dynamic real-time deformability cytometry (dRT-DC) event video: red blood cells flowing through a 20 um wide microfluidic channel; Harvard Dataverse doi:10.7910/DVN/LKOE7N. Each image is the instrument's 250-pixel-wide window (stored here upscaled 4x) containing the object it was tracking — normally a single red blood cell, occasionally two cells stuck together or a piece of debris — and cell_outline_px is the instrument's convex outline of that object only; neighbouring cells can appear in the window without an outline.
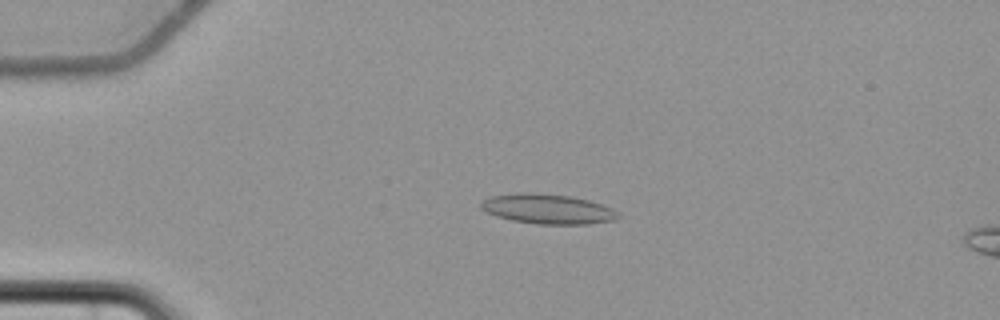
{"species": "common noctule bat (a hibernating species)", "species_latin": "Nyctalus noctula", "temperature_condition": "cold", "stored_images_in_passage": 5, "camera_frame_rate_fps": 3000, "um_per_image_px": 0.085, "animal": {"sex": "female", "body_mass_g": 22.7, "forearm_length_mm": 54.2}, "frame": {"image": 1, "passage_image": 3, "time_ms": 3.333, "image_size_px": [1000, 320], "cell_outline_px": [[620, 216], [616, 220], [588, 224], [536, 224], [512, 220], [496, 216], [484, 212], [480, 208], [480, 204], [484, 200], [492, 196], [520, 192], [532, 192], [568, 196], [588, 200], [612, 208], [620, 212]], "centroid_in_image_um": [46.56, 17.77], "position_along_channel_um": 38.4, "area_um2": 23.93}}